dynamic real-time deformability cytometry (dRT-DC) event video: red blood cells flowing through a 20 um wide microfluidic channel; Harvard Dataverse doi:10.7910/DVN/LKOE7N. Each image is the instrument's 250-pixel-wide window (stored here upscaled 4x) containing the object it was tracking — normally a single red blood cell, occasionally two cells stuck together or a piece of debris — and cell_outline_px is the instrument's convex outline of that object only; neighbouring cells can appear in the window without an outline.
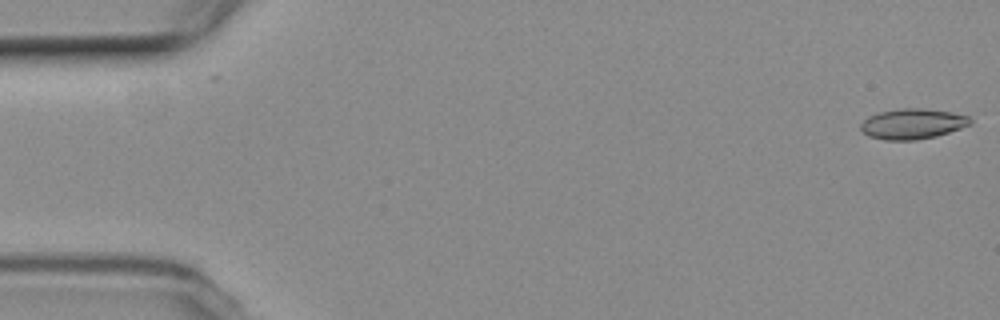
{"species": "common noctule bat (a hibernating species)", "species_latin": "Nyctalus noctula", "temperature_condition": "room temperature", "stored_images_in_passage": 7, "camera_frame_rate_fps": 3000, "um_per_image_px": 0.085, "animal": {"sex": "female", "body_mass_g": 19.3, "forearm_length_mm": 54.1}, "frame": {"image": 1, "passage_image": 1, "time_ms": 0.0, "image_size_px": [1000, 320], "cell_outline_px": [[972, 124], [936, 136], [916, 140], [884, 140], [868, 136], [860, 128], [860, 124], [868, 116], [880, 112], [900, 108], [920, 108], [952, 112], [968, 116], [972, 120]], "centroid_in_image_um": [77.56, 10.52], "position_along_channel_um": 7.4, "area_um2": 19.36}}
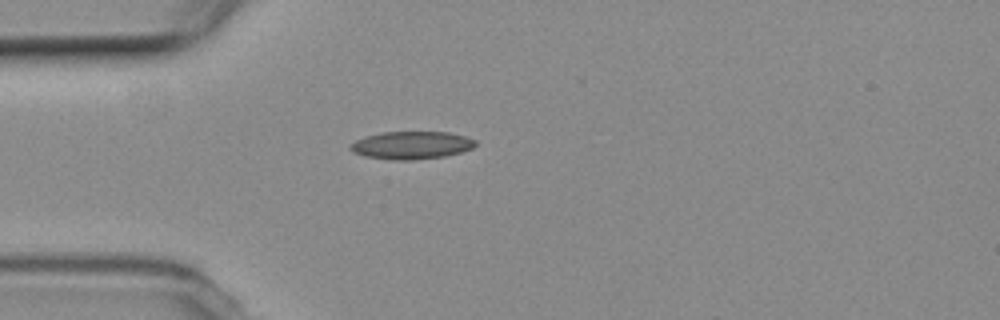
{"frame": {"image": 2, "passage_image": 5, "time_ms": 4.667, "image_size_px": [1000, 320], "cell_outline_px": [[476, 144], [472, 148], [460, 152], [444, 156], [412, 160], [392, 160], [364, 156], [352, 152], [348, 148], [356, 140], [380, 132], [448, 132], [464, 136], [476, 140]], "centroid_in_image_um": [34.96, 12.34], "position_along_channel_um": 50.0, "area_um2": 20.11}}